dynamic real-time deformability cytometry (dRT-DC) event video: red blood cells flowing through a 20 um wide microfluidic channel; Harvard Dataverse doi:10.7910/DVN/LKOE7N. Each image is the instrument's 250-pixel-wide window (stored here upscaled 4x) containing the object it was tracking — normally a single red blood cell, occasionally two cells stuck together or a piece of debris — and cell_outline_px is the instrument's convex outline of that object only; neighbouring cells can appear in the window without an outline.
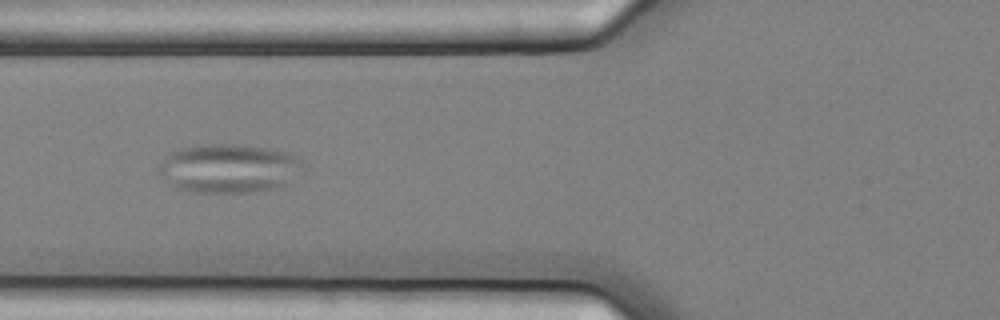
{"species": "common noctule bat (a hibernating species)", "species_latin": "Nyctalus noctula", "temperature_condition": "cold", "stored_images_in_passage": 4, "camera_frame_rate_fps": 3000, "um_per_image_px": 0.085, "animal": {"sex": "female", "body_mass_g": 25.1}, "frame": {"image": 1, "passage_image": 2, "time_ms": 0.333, "image_size_px": [1000, 320], "cell_outline_px": [[300, 164], [292, 184], [280, 188], [252, 192], [192, 192], [176, 188], [168, 184], [156, 172], [156, 168], [164, 156], [168, 152], [180, 148], [200, 144], [244, 144], [268, 148], [288, 152], [296, 156], [300, 160]], "centroid_in_image_um": [19.38, 14.31], "position_along_channel_um": 106.4, "area_um2": 41.85}}
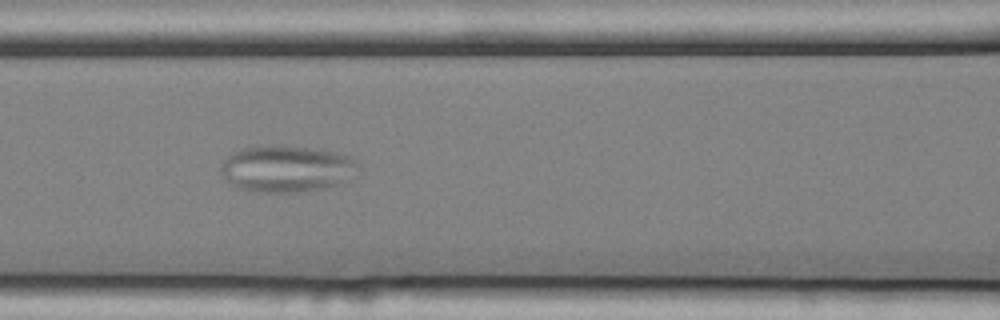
{"frame": {"image": 2, "passage_image": 3, "time_ms": 0.667, "image_size_px": [1000, 320], "cell_outline_px": [[356, 176], [336, 184], [324, 188], [300, 192], [260, 192], [236, 188], [220, 172], [220, 168], [224, 160], [232, 152], [240, 148], [272, 144], [308, 148], [332, 152], [348, 156], [356, 164]], "centroid_in_image_um": [24.3, 14.34], "position_along_channel_um": 142.3, "area_um2": 37.11}}
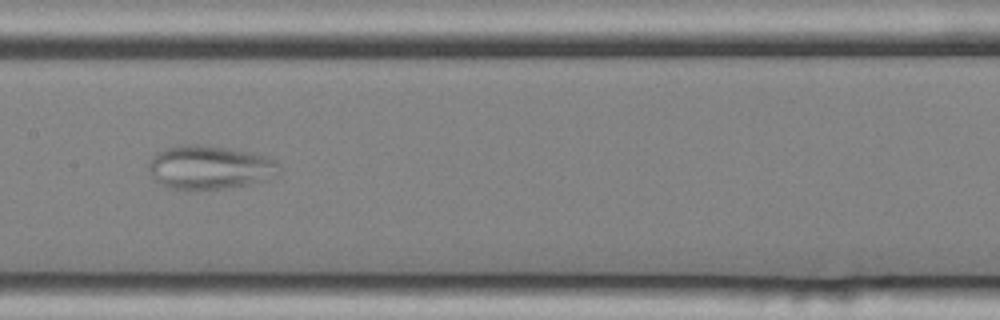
{"frame": {"image": 3, "passage_image": 4, "time_ms": 1.0, "image_size_px": [1000, 320], "cell_outline_px": [[284, 168], [280, 176], [248, 184], [220, 188], [188, 192], [168, 188], [156, 180], [148, 168], [148, 164], [152, 156], [156, 152], [164, 148], [180, 144], [200, 144], [228, 148], [248, 152], [264, 156], [276, 160]], "centroid_in_image_um": [17.84, 14.24], "position_along_channel_um": 189.6, "area_um2": 33.99}}